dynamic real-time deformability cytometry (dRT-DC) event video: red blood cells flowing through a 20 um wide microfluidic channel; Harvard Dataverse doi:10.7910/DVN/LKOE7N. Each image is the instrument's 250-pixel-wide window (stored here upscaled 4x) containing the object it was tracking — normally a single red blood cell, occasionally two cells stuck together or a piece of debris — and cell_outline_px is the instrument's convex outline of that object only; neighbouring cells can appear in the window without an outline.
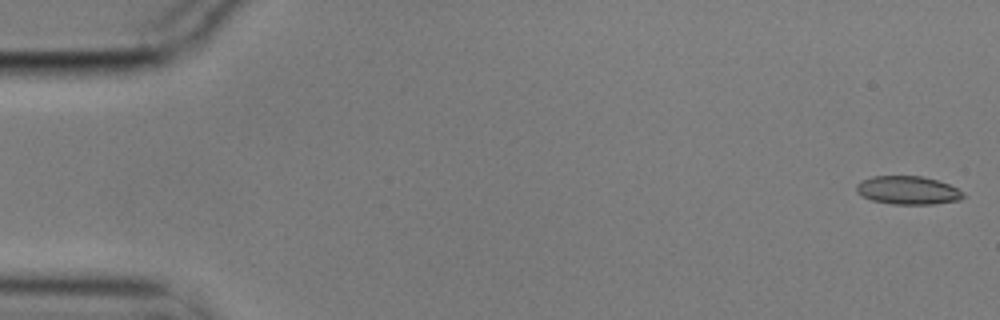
{"species": "common noctule bat (a hibernating species)", "species_latin": "Nyctalus noctula", "temperature_condition": "cold", "stored_images_in_passage": 6, "camera_frame_rate_fps": 3000, "um_per_image_px": 0.085, "animal": {"sex": "male", "body_mass_g": 17.9}, "frame": {"image": 1, "passage_image": 1, "time_ms": 0.0, "image_size_px": [1000, 320], "cell_outline_px": [[964, 196], [960, 200], [932, 204], [892, 204], [872, 200], [860, 196], [856, 192], [856, 184], [860, 180], [872, 176], [920, 176], [936, 180], [948, 184], [964, 192]], "centroid_in_image_um": [77.12, 16.17], "position_along_channel_um": 7.9, "area_um2": 17.69}}
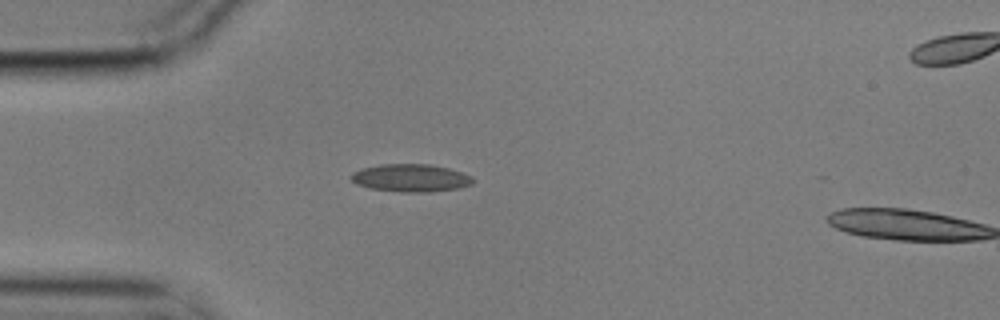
{"frame": {"image": 2, "passage_image": 5, "time_ms": 1.333, "image_size_px": [1000, 320], "cell_outline_px": [[472, 184], [460, 188], [428, 192], [400, 192], [372, 188], [356, 184], [348, 176], [352, 172], [360, 168], [380, 164], [428, 164], [448, 168], [472, 176]], "centroid_in_image_um": [34.87, 15.12], "position_along_channel_um": 50.1, "area_um2": 19.71}}